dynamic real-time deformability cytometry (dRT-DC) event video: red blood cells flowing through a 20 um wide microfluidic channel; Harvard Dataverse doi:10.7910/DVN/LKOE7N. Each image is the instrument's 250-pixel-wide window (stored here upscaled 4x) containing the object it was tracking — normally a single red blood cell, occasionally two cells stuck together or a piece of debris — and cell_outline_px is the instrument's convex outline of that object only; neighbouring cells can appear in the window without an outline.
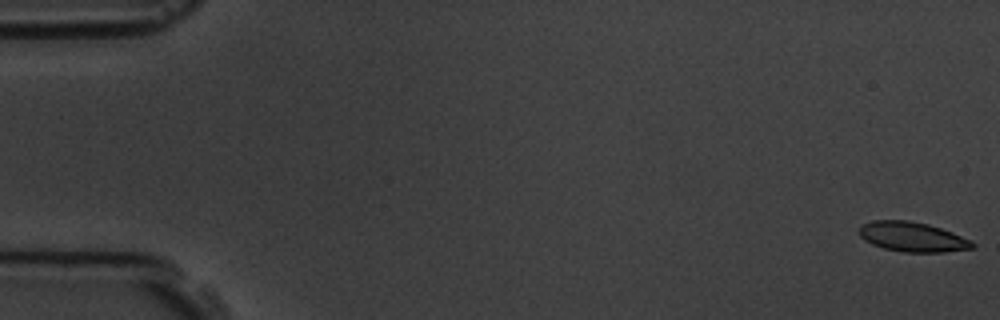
{"species": "common noctule bat (a hibernating species)", "species_latin": "Nyctalus noctula", "temperature_condition": "room temperature", "stored_images_in_passage": 7, "camera_frame_rate_fps": 3000, "um_per_image_px": 0.085, "animal": {"sex": "male", "body_mass_g": 19.5, "forearm_length_mm": 54.6}, "frame": {"image": 1, "passage_image": 1, "time_ms": 0.0, "image_size_px": [1000, 320], "cell_outline_px": [[976, 244], [972, 248], [944, 252], [904, 252], [884, 248], [872, 244], [864, 240], [860, 236], [860, 228], [864, 224], [872, 220], [908, 220], [928, 224], [952, 232], [972, 240]], "centroid_in_image_um": [77.57, 20.13], "position_along_channel_um": 7.4, "area_um2": 19.54}}
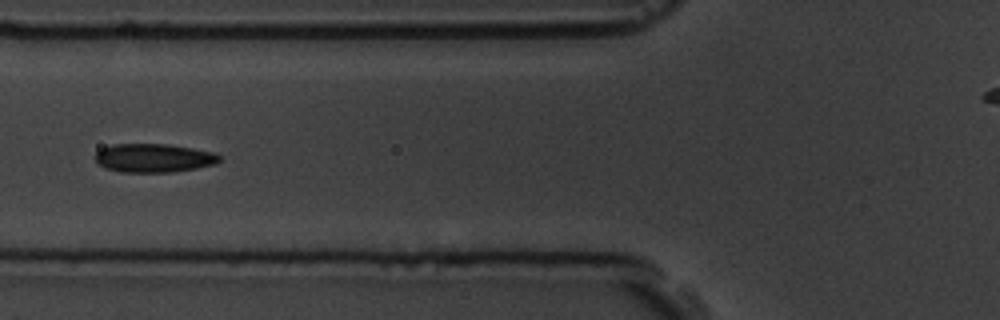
{"frame": {"image": 2, "passage_image": 7, "time_ms": 7.0, "image_size_px": [1000, 320], "cell_outline_px": [[220, 160], [216, 164], [196, 168], [172, 172], [120, 172], [104, 168], [96, 164], [96, 152], [100, 148], [112, 144], [168, 144], [216, 152], [220, 156]], "centroid_in_image_um": [13.05, 13.43], "position_along_channel_um": 112.8, "area_um2": 20.98}}